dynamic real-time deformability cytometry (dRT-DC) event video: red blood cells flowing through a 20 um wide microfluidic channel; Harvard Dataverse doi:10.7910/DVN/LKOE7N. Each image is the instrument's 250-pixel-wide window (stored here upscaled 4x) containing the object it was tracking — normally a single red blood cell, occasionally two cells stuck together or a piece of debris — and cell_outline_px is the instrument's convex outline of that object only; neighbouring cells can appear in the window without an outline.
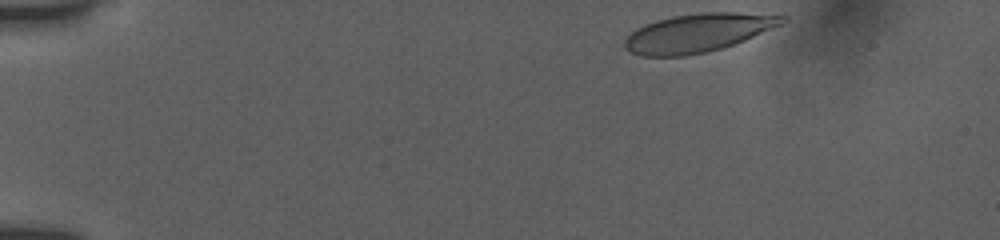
{"species": "human", "species_latin": "Homo sapiens", "temperature_condition": "room temperature", "stored_images_in_passage": 40, "camera_frame_rate_fps": 3000, "um_per_image_px": 0.085, "donor": {"sex": "female"}, "frame": {"image": 1, "passage_image": 1, "time_ms": 0.0, "image_size_px": [1000, 240], "cell_outline_px": [[788, 20], [784, 24], [744, 40], [720, 48], [704, 52], [684, 56], [640, 56], [624, 48], [624, 40], [636, 28], [644, 24], [656, 20], [672, 16], [700, 12], [740, 12], [788, 16]], "centroid_in_image_um": [59.34, 2.77], "position_along_channel_um": 25.7, "area_um2": 35.32}}
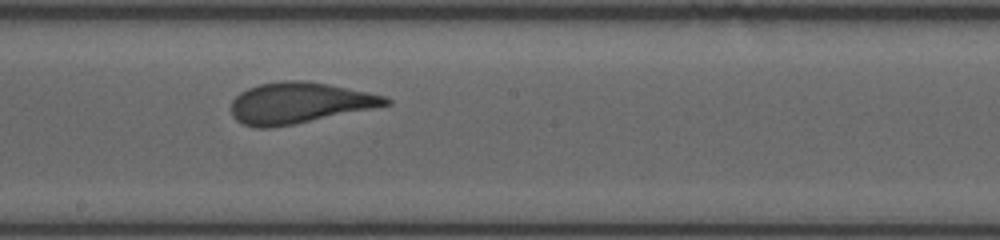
{"frame": {"image": 2, "passage_image": 24, "time_ms": 7.667, "image_size_px": [1000, 240], "cell_outline_px": [[392, 104], [292, 124], [268, 128], [256, 128], [244, 124], [236, 120], [232, 116], [232, 100], [240, 92], [248, 88], [260, 84], [284, 80], [304, 80], [328, 84], [388, 96], [392, 100]], "centroid_in_image_um": [25.43, 8.74], "position_along_channel_um": 222.8, "area_um2": 36.65}}
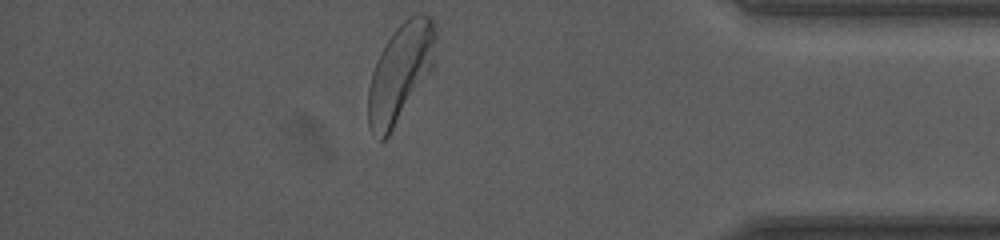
{"frame": {"image": 3, "passage_image": 40, "time_ms": 13.0, "image_size_px": [1000, 240], "cell_outline_px": [[436, 36], [432, 68], [388, 136], [384, 140], [380, 140], [372, 132], [368, 124], [368, 88], [372, 72], [380, 52], [392, 32], [408, 16], [420, 12], [432, 16], [436, 28]], "centroid_in_image_um": [34.02, 6.11], "position_along_channel_um": 401.2, "area_um2": 38.15}, "authors_computed_cell_mechanics": {"area_um2": 36.5296, "velocity_mm_per_s": 3.8662, "shape_relaxation_time_tau1_ms": 5.0565, "shape_relaxation_time_tau2_ms": null, "deformation_change_tau1": 0.1853, "deformation_change_tau2": null}}